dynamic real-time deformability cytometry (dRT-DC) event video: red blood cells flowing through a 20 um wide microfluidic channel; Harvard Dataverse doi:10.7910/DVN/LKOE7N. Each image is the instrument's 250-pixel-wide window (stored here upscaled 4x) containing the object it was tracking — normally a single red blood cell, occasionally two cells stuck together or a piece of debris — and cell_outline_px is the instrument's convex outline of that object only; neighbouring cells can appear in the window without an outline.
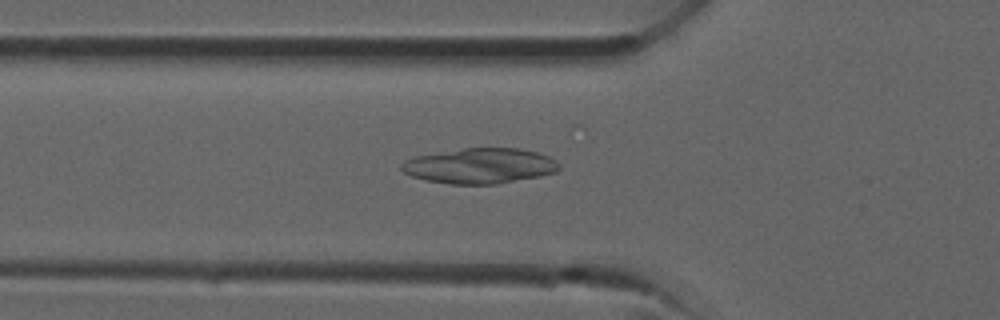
{"species": "common noctule bat (a hibernating species)", "species_latin": "Nyctalus noctula", "temperature_condition": "room temperature", "stored_images_in_passage": 34, "camera_frame_rate_fps": 3000, "um_per_image_px": 0.085, "animal": {"sex": "male", "forearm_length_mm": 52.5}, "frame": {"image": 1, "passage_image": 11, "time_ms": 3.333, "image_size_px": [1000, 320], "cell_outline_px": [[560, 168], [556, 172], [540, 176], [496, 184], [448, 184], [424, 180], [412, 176], [404, 172], [400, 168], [400, 164], [404, 160], [412, 156], [464, 148], [520, 148], [536, 152], [548, 156], [556, 160], [560, 164]], "centroid_in_image_um": [40.76, 14.09], "position_along_channel_um": 85.0, "area_um2": 32.71}}
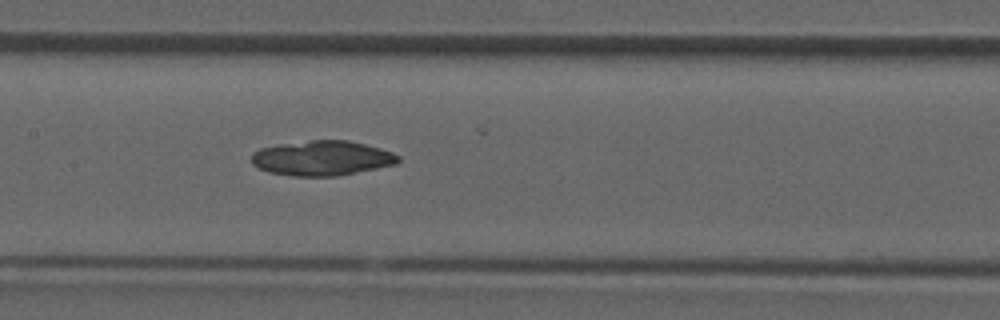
{"frame": {"image": 2, "passage_image": 16, "time_ms": 5.0, "image_size_px": [1000, 320], "cell_outline_px": [[400, 160], [396, 164], [336, 176], [292, 176], [268, 172], [252, 164], [252, 152], [260, 148], [280, 144], [312, 140], [348, 140], [380, 148], [392, 152], [400, 156]], "centroid_in_image_um": [27.36, 13.44], "position_along_channel_um": 180.0, "area_um2": 29.71}}
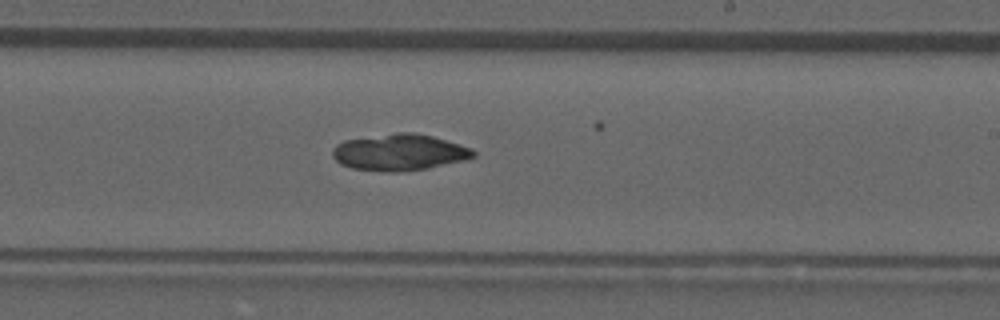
{"frame": {"image": 3, "passage_image": 20, "time_ms": 6.333, "image_size_px": [1000, 320], "cell_outline_px": [[476, 156], [464, 160], [428, 168], [400, 172], [388, 172], [352, 168], [340, 164], [332, 156], [332, 152], [336, 144], [344, 140], [396, 132], [412, 132], [432, 136], [472, 148], [476, 152]], "centroid_in_image_um": [33.94, 12.95], "position_along_channel_um": 255.1, "area_um2": 29.94}}